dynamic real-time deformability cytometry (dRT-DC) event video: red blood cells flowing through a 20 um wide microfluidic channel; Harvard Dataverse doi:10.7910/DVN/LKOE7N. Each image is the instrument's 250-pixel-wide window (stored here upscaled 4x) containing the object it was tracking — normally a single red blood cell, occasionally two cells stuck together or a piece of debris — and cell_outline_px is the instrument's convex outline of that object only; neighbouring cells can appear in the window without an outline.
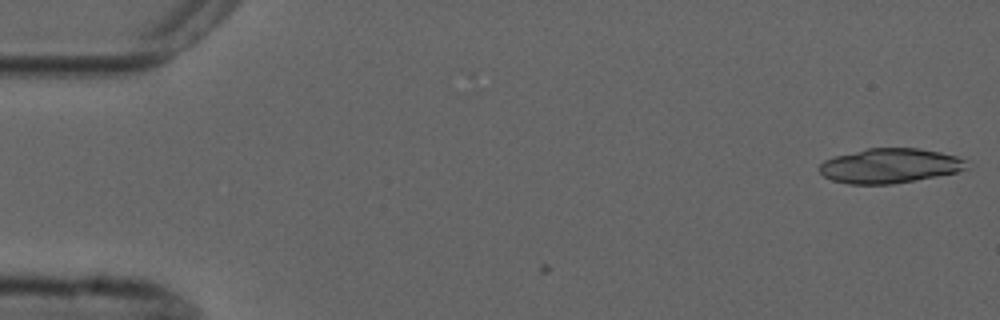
{"species": "common noctule bat (a hibernating species)", "species_latin": "Nyctalus noctula", "temperature_condition": "cold", "stored_images_in_passage": 3, "camera_frame_rate_fps": 3000, "um_per_image_px": 0.085, "animal": {"sex": "male", "forearm_length_mm": 52.5}, "frame": {"image": 1, "passage_image": 1, "time_ms": 0.0, "image_size_px": [1000, 320], "cell_outline_px": [[968, 168], [956, 172], [916, 180], [892, 184], [848, 184], [832, 180], [824, 176], [820, 172], [820, 164], [824, 160], [836, 156], [868, 148], [920, 148], [940, 152], [956, 156], [968, 160]], "centroid_in_image_um": [75.66, 14.09], "position_along_channel_um": 9.3, "area_um2": 29.71}}